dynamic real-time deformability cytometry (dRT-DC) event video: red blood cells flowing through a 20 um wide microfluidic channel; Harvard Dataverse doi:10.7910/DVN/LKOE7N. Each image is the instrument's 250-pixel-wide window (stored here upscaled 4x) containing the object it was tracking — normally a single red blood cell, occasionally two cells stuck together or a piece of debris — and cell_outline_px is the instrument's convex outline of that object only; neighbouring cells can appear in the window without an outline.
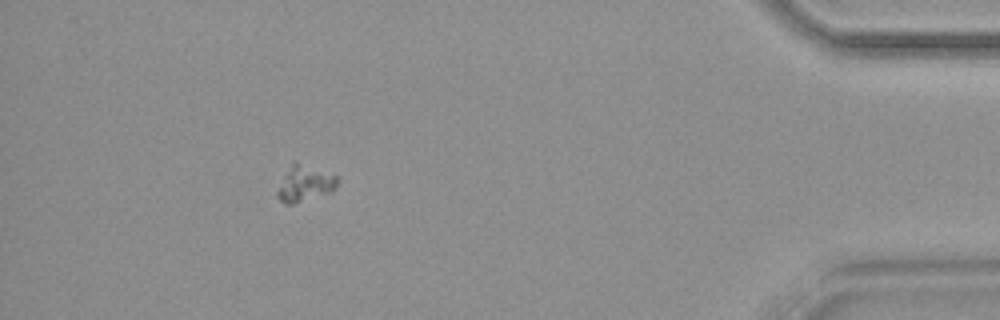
{"species": "common noctule bat (a hibernating species)", "species_latin": "Nyctalus noctula", "temperature_condition": "warm", "stored_images_in_passage": 47, "segment_of_instrument_passage": [1, 2], "camera_frame_rate_fps": 3000, "um_per_image_px": 0.085, "animal": {"sex": "female", "body_mass_g": 18.4}, "frame": {"image": 1, "passage_image": 41, "time_ms": 13.333, "image_size_px": [1000, 320], "cell_outline_px": [[340, 180], [336, 188], [328, 192], [292, 204], [284, 204], [276, 196], [276, 192], [292, 160], [340, 176]], "centroid_in_image_um": [25.92, 15.58], "position_along_channel_um": 409.3, "area_um2": 12.54}}